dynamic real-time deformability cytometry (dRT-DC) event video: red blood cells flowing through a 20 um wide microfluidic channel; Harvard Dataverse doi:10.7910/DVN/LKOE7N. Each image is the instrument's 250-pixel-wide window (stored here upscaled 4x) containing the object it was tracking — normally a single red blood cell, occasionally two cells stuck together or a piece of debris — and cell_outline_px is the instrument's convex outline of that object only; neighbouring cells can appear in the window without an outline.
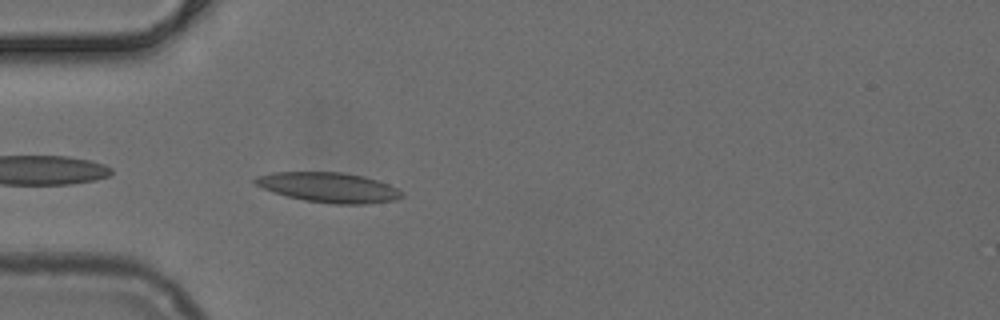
{"species": "common noctule bat (a hibernating species)", "species_latin": "Nyctalus noctula", "temperature_condition": "cold", "stored_images_in_passage": 38, "camera_frame_rate_fps": 3000, "um_per_image_px": 0.085, "animal": {"sex": "female", "body_mass_g": 24.6, "forearm_length_mm": 56.2}, "frame": {"image": 1, "passage_image": 2, "time_ms": 0.333, "image_size_px": [1000, 320], "cell_outline_px": [[404, 196], [396, 200], [368, 204], [332, 204], [304, 200], [288, 196], [264, 188], [256, 184], [252, 180], [256, 176], [272, 172], [340, 172], [364, 176], [388, 184], [404, 192]], "centroid_in_image_um": [27.98, 15.93], "position_along_channel_um": 57.0, "area_um2": 25.55}}
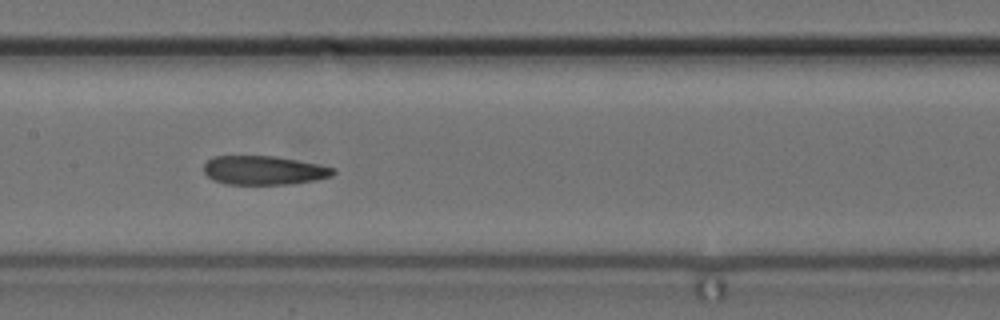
{"frame": {"image": 2, "passage_image": 12, "time_ms": 3.667, "image_size_px": [1000, 320], "cell_outline_px": [[336, 172], [332, 176], [312, 180], [288, 184], [224, 184], [212, 180], [204, 172], [204, 164], [212, 156], [276, 156], [336, 168]], "centroid_in_image_um": [22.39, 14.47], "position_along_channel_um": 185.0, "area_um2": 21.73}}
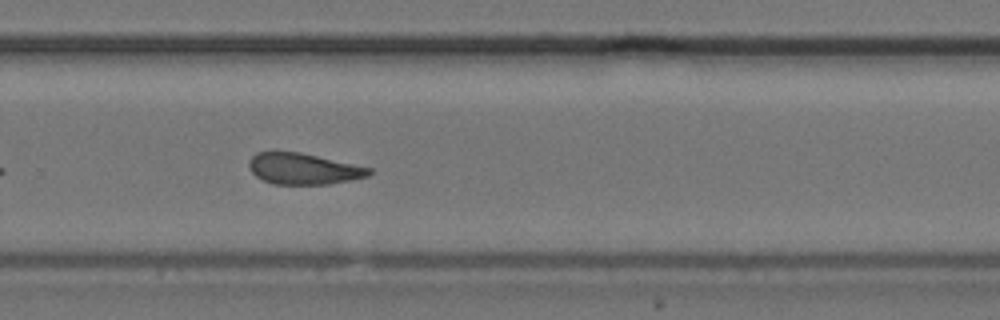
{"frame": {"image": 3, "passage_image": 21, "time_ms": 6.667, "image_size_px": [1000, 320], "cell_outline_px": [[372, 172], [368, 176], [352, 180], [328, 184], [272, 184], [256, 176], [252, 172], [248, 164], [248, 160], [256, 152], [276, 148], [300, 152], [372, 168]], "centroid_in_image_um": [25.73, 14.3], "position_along_channel_um": 304.1, "area_um2": 22.37}}